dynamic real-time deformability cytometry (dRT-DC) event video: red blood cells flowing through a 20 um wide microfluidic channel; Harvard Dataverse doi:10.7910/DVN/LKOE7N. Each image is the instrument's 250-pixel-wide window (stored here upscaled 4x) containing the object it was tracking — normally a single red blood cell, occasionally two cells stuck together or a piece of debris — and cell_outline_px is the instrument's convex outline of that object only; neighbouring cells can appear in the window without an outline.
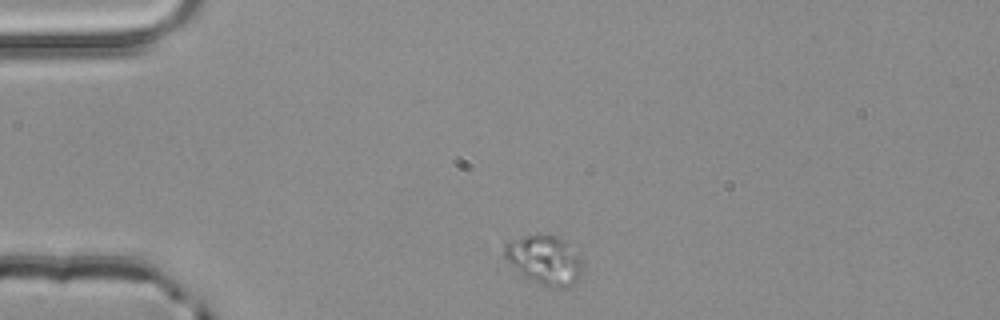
{"species": "common noctule bat (a hibernating species)", "species_latin": "Nyctalus noctula", "temperature_condition": "room temperature", "stored_images_in_passage": 2, "camera_frame_rate_fps": 3000, "um_per_image_px": 0.085, "animal": {"sex": "male", "body_mass_g": 20.4}, "frame": {"image": 1, "passage_image": 1, "time_ms": 0.0, "image_size_px": [1000, 320], "cell_outline_px": [[580, 276], [568, 288], [548, 288], [524, 276], [504, 256], [504, 244], [524, 236], [536, 232], [548, 232], [564, 240], [580, 256]], "centroid_in_image_um": [46.29, 22.06], "position_along_channel_um": 38.7, "area_um2": 22.37}}